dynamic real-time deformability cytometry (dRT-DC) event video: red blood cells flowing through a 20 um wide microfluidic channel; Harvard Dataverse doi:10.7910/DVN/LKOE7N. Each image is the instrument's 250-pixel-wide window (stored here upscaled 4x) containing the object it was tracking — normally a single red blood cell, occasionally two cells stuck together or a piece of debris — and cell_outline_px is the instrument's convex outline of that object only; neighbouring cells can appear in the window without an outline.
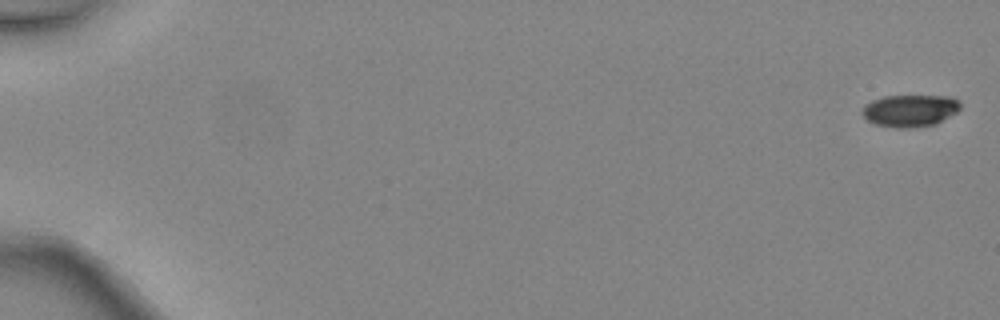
{"species": "common noctule bat (a hibernating species)", "species_latin": "Nyctalus noctula", "temperature_condition": "warm", "stored_images_in_passage": 4, "camera_frame_rate_fps": 3000, "um_per_image_px": 0.085, "animal": {"sex": "female", "body_mass_g": 24.6, "forearm_length_mm": 56.2}, "frame": {"image": 1, "passage_image": 1, "time_ms": 0.0, "image_size_px": [1000, 320], "cell_outline_px": [[960, 108], [956, 112], [936, 124], [912, 128], [896, 128], [872, 124], [860, 112], [864, 104], [872, 100], [884, 96], [952, 96], [960, 100]], "centroid_in_image_um": [77.33, 9.4], "position_along_channel_um": 7.7, "area_um2": 18.61}}